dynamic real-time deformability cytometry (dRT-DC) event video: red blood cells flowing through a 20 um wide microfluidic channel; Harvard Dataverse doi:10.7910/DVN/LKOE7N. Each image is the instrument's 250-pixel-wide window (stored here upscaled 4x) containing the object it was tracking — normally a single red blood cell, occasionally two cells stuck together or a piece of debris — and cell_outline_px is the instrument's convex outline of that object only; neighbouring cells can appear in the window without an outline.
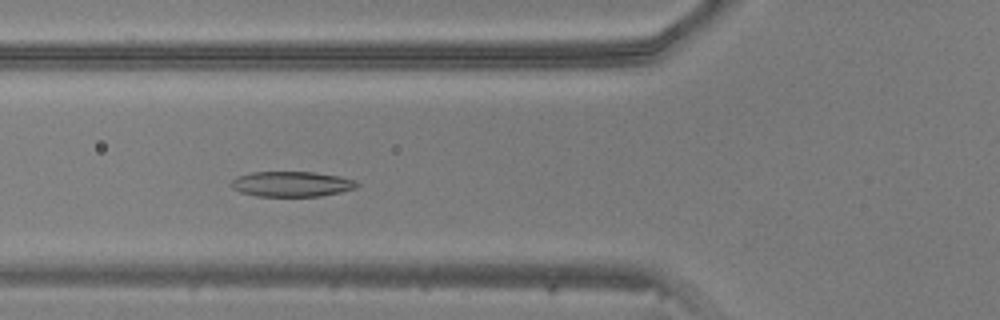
{"species": "common noctule bat (a hibernating species)", "species_latin": "Nyctalus noctula", "temperature_condition": "warm", "stored_images_in_passage": 49, "camera_frame_rate_fps": 3000, "um_per_image_px": 0.085, "animal": {"sex": "male", "body_mass_g": 20.5, "forearm_length_mm": 52.5}, "frame": {"image": 1, "passage_image": 18, "time_ms": 5.667, "image_size_px": [1000, 320], "cell_outline_px": [[360, 184], [356, 188], [340, 192], [320, 196], [256, 196], [240, 192], [232, 188], [232, 180], [236, 176], [252, 172], [312, 172], [340, 176], [356, 180]], "centroid_in_image_um": [24.8, 15.64], "position_along_channel_um": 101.0, "area_um2": 18.55}}
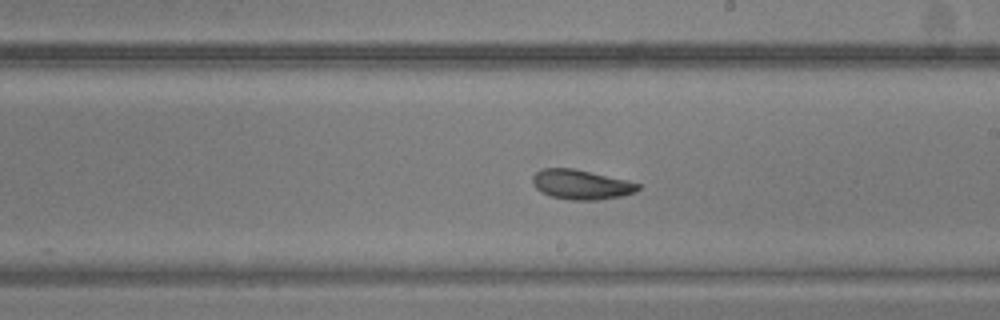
{"frame": {"image": 2, "passage_image": 28, "time_ms": 9.0, "image_size_px": [1000, 320], "cell_outline_px": [[640, 188], [636, 192], [620, 196], [600, 200], [568, 200], [548, 196], [540, 192], [532, 184], [532, 176], [540, 168], [572, 168], [628, 180], [640, 184]], "centroid_in_image_um": [49.36, 15.69], "position_along_channel_um": 239.6, "area_um2": 18.5}}
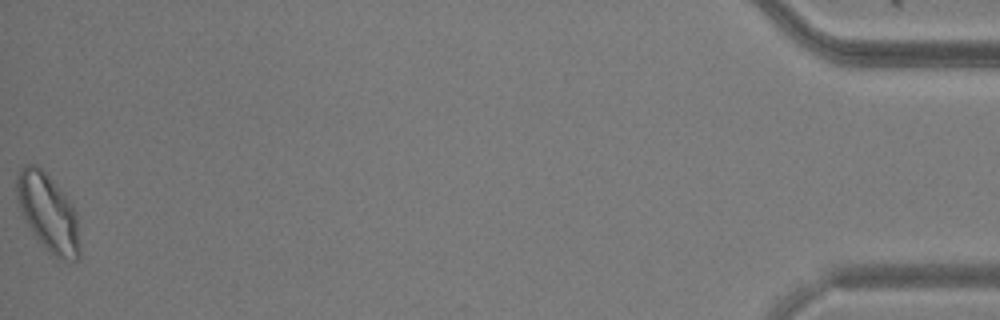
{"frame": {"image": 3, "passage_image": 49, "time_ms": 16.0, "image_size_px": [1000, 320], "cell_outline_px": [[80, 256], [76, 260], [60, 260], [48, 252], [36, 236], [28, 224], [20, 208], [16, 196], [16, 176], [20, 168], [24, 164], [36, 164], [60, 188], [72, 204], [76, 212], [80, 248]], "centroid_in_image_um": [4.1, 18.07], "position_along_channel_um": 431.1, "area_um2": 28.32}}